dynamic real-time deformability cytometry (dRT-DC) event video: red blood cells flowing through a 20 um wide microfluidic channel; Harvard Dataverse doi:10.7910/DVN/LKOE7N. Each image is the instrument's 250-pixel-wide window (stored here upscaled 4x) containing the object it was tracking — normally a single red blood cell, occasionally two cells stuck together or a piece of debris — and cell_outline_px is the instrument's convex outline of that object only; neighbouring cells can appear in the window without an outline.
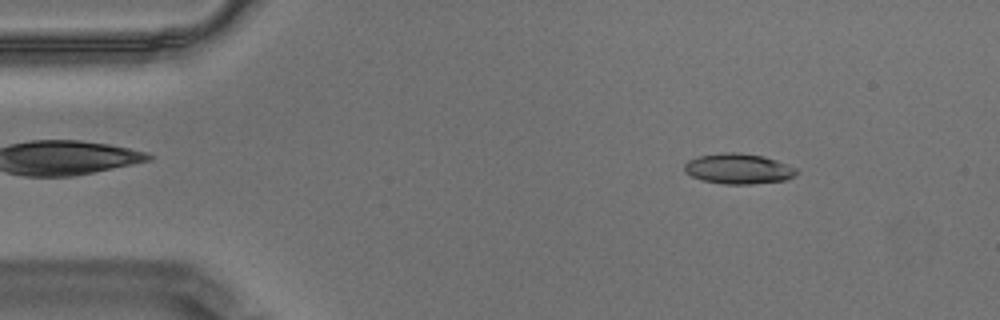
{"species": "Egyptian fruit bat (a non-hibernating species)", "species_latin": "Rousettus aegyptiacus", "temperature_condition": "warm", "stored_images_in_passage": 53, "camera_frame_rate_fps": 3000, "um_per_image_px": 0.085, "animal": {"sex": "male"}, "frame": {"image": 1, "passage_image": 3, "time_ms": 0.667, "image_size_px": [1000, 320], "cell_outline_px": [[800, 172], [796, 176], [784, 180], [752, 184], [724, 184], [704, 180], [692, 176], [684, 172], [684, 164], [688, 160], [696, 156], [720, 152], [736, 152], [764, 156], [776, 160], [796, 168]], "centroid_in_image_um": [62.76, 14.33], "position_along_channel_um": 22.2, "area_um2": 20.0}}
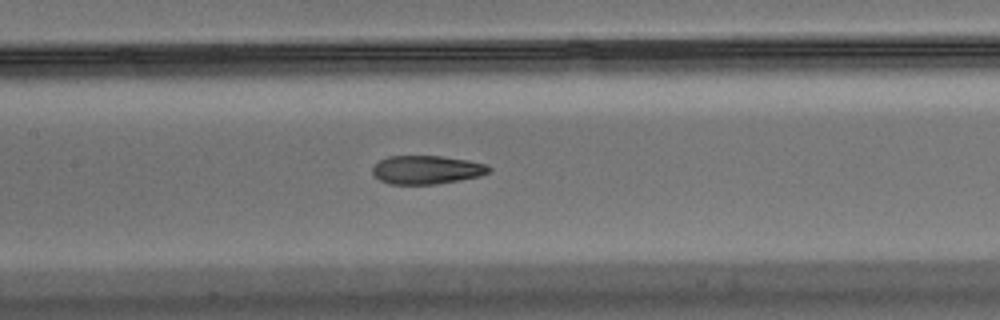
{"frame": {"image": 2, "passage_image": 22, "time_ms": 7.0, "image_size_px": [1000, 320], "cell_outline_px": [[492, 172], [480, 176], [460, 180], [436, 184], [388, 184], [380, 180], [372, 172], [372, 168], [380, 160], [388, 156], [440, 156], [468, 160], [488, 164], [492, 168]], "centroid_in_image_um": [36.32, 14.43], "position_along_channel_um": 171.1, "area_um2": 19.48}}
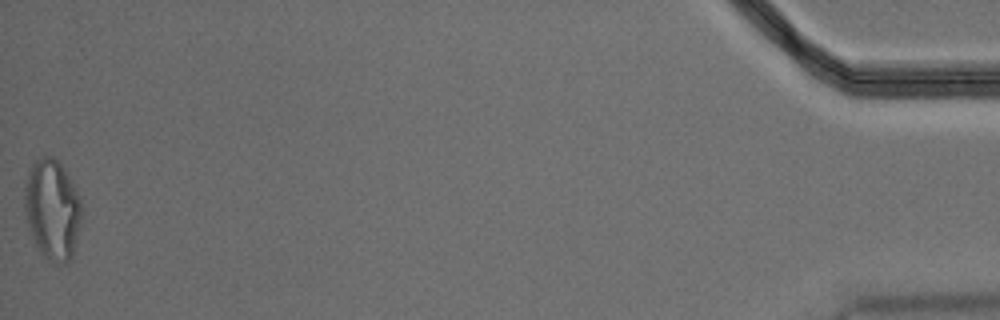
{"frame": {"image": 3, "passage_image": 53, "time_ms": 17.333, "image_size_px": [1000, 320], "cell_outline_px": [[84, 216], [72, 256], [64, 264], [60, 264], [48, 260], [36, 248], [32, 240], [28, 228], [24, 212], [24, 184], [28, 168], [44, 152], [52, 156], [60, 164], [76, 188], [84, 204]], "centroid_in_image_um": [4.45, 17.79], "position_along_channel_um": 430.7, "area_um2": 34.62}, "authors_computed_cell_mechanics": {"area_um2": 20.3456, "velocity_mm_per_s": 3.4707, "shape_relaxation_time_tau1_ms": null, "shape_relaxation_time_tau2_ms": 2.0774, "deformation_change_tau1": null, "deformation_change_tau2": 0.0938}}